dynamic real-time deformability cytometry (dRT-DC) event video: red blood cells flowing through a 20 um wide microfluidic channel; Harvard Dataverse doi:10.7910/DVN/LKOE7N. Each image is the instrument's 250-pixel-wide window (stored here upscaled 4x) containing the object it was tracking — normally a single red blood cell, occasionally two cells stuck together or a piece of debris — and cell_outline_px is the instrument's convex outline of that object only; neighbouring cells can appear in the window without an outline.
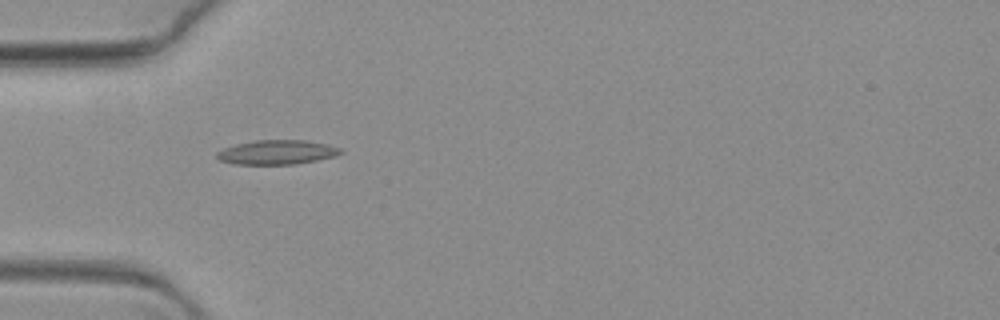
{"species": "common noctule bat (a hibernating species)", "species_latin": "Nyctalus noctula", "temperature_condition": "warm", "stored_images_in_passage": 40, "camera_frame_rate_fps": 3000, "um_per_image_px": 0.085, "animal": {"sex": "female", "body_mass_g": 19.3, "forearm_length_mm": 54.1}, "frame": {"image": 1, "passage_image": 1, "time_ms": 0.0, "image_size_px": [1000, 320], "cell_outline_px": [[344, 152], [336, 156], [316, 160], [292, 164], [236, 164], [220, 160], [216, 156], [216, 152], [224, 148], [236, 144], [256, 140], [304, 140], [328, 144], [340, 148]], "centroid_in_image_um": [23.56, 12.93], "position_along_channel_um": 61.4, "area_um2": 17.46}}
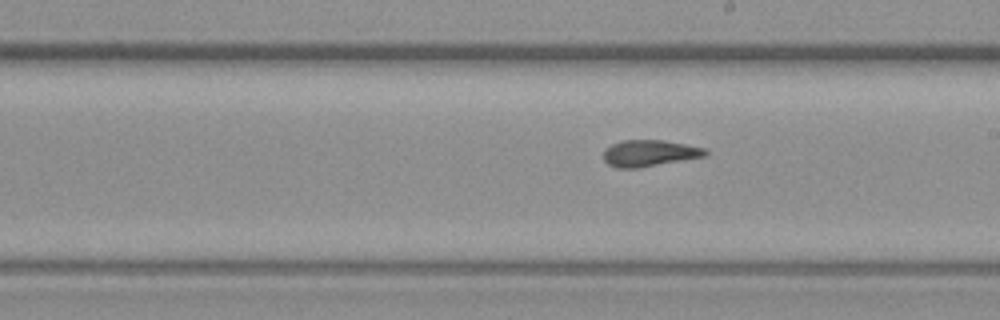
{"frame": {"image": 2, "passage_image": 18, "time_ms": 5.667, "image_size_px": [1000, 320], "cell_outline_px": [[708, 152], [704, 156], [640, 168], [616, 168], [608, 164], [604, 160], [604, 152], [612, 144], [624, 140], [664, 140], [704, 148]], "centroid_in_image_um": [55.18, 13.03], "position_along_channel_um": 233.8, "area_um2": 15.49}}
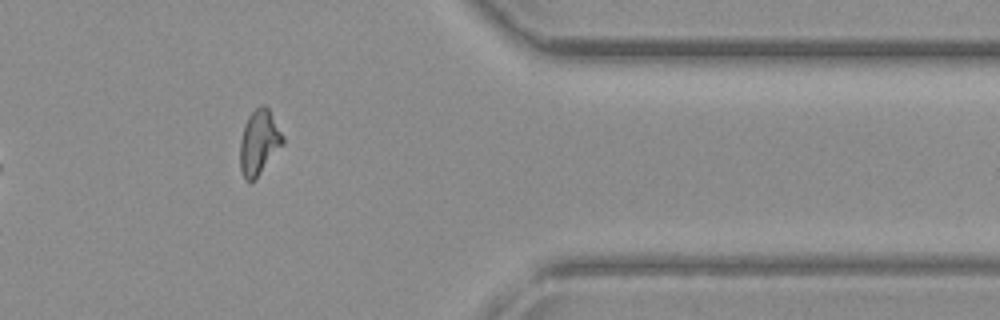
{"frame": {"image": 3, "passage_image": 35, "time_ms": 11.333, "image_size_px": [1000, 320], "cell_outline_px": [[284, 144], [256, 180], [244, 180], [240, 168], [240, 140], [244, 124], [248, 116], [260, 104], [264, 104], [268, 108], [284, 136]], "centroid_in_image_um": [22.03, 12.12], "position_along_channel_um": 389.4, "area_um2": 16.42}}